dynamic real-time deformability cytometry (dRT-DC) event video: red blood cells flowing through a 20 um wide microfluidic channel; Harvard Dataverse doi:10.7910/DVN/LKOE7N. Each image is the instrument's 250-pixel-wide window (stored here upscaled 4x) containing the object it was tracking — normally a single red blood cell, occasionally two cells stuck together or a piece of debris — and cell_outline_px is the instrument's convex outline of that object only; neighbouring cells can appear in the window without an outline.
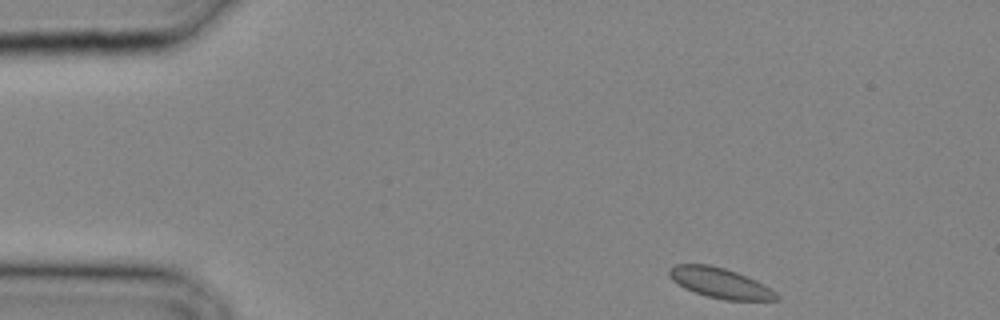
{"species": "common noctule bat (a hibernating species)", "species_latin": "Nyctalus noctula", "temperature_condition": "cold", "stored_images_in_passage": 8, "camera_frame_rate_fps": 3000, "um_per_image_px": 0.085, "animal": {"sex": "male", "body_mass_g": 20.4}, "frame": {"image": 1, "passage_image": 1, "time_ms": 0.0, "image_size_px": [1000, 320], "cell_outline_px": [[780, 300], [724, 300], [708, 296], [684, 288], [672, 280], [668, 276], [668, 268], [676, 264], [708, 264], [724, 268], [748, 276], [764, 284], [776, 292], [780, 296]], "centroid_in_image_um": [61.21, 24.05], "position_along_channel_um": 23.8, "area_um2": 18.96}}
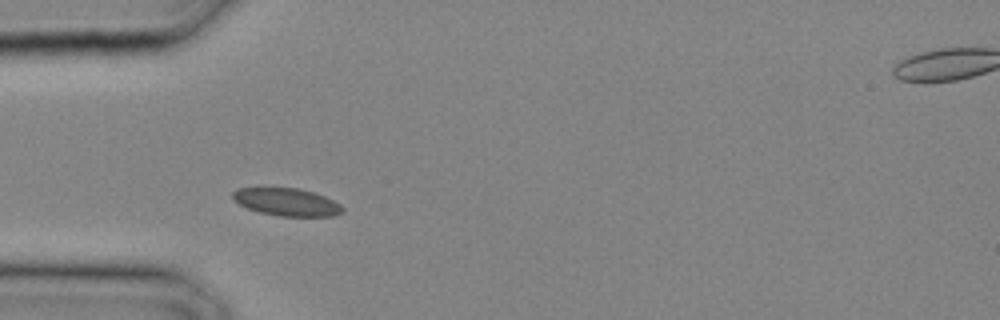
{"frame": {"image": 2, "passage_image": 6, "time_ms": 1.667, "image_size_px": [1000, 320], "cell_outline_px": [[344, 212], [332, 216], [280, 216], [260, 212], [248, 208], [232, 200], [232, 192], [236, 188], [300, 188], [324, 196], [340, 204], [344, 208]], "centroid_in_image_um": [24.37, 17.17], "position_along_channel_um": 60.6, "area_um2": 17.63}}
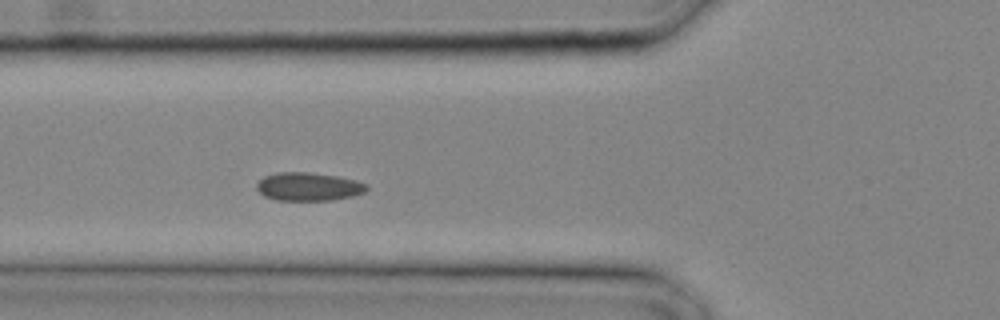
{"frame": {"image": 3, "passage_image": 8, "time_ms": 2.333, "image_size_px": [1000, 320], "cell_outline_px": [[368, 188], [364, 192], [352, 196], [332, 200], [276, 200], [264, 196], [256, 188], [256, 184], [264, 176], [276, 172], [308, 172], [336, 176], [356, 180], [368, 184]], "centroid_in_image_um": [26.21, 15.86], "position_along_channel_um": 99.6, "area_um2": 18.15}}